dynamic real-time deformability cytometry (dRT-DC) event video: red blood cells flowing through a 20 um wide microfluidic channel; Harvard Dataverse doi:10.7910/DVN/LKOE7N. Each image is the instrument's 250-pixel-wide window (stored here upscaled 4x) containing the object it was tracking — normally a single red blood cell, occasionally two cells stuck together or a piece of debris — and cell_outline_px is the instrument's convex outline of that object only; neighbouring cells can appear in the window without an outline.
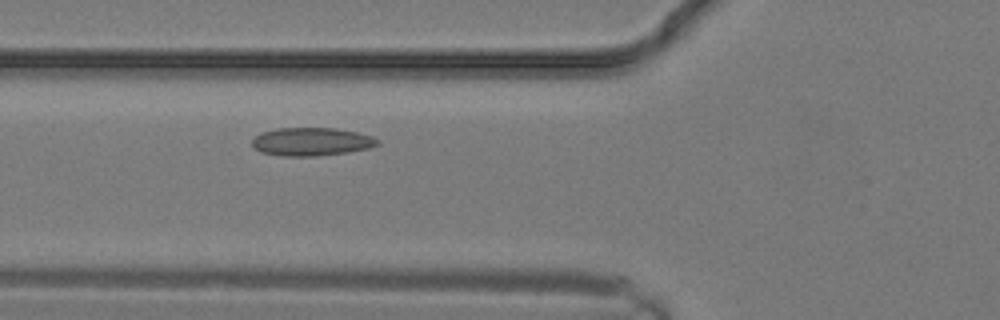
{"species": "common noctule bat (a hibernating species)", "species_latin": "Nyctalus noctula", "temperature_condition": "warm", "stored_images_in_passage": 3, "camera_frame_rate_fps": 3000, "um_per_image_px": 0.085, "animal": {"sex": "male", "body_mass_g": 19.2, "forearm_length_mm": 51.8}, "frame": {"image": 1, "passage_image": 3, "time_ms": 0.667, "image_size_px": [1000, 320], "cell_outline_px": [[380, 144], [368, 148], [348, 152], [316, 156], [280, 156], [260, 152], [252, 144], [252, 140], [260, 132], [276, 128], [336, 128], [356, 132], [372, 136], [380, 140]], "centroid_in_image_um": [26.47, 12.04], "position_along_channel_um": 99.3, "area_um2": 20.69}}